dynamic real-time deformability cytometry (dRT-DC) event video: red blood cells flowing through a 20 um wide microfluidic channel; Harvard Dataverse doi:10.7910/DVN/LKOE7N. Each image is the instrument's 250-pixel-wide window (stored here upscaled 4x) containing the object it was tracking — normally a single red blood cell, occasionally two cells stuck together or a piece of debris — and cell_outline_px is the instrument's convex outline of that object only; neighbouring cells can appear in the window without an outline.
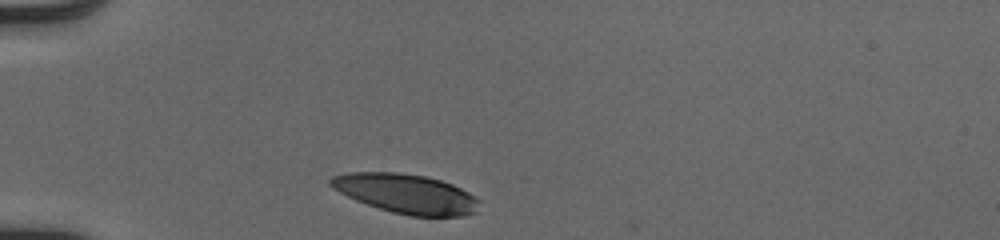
{"species": "human", "species_latin": "Homo sapiens", "temperature_condition": "cold", "stored_images_in_passage": 29, "camera_frame_rate_fps": 3000, "um_per_image_px": 0.085, "donor": {"sex": "male"}, "frame": {"image": 1, "passage_image": 1, "time_ms": 0.0, "image_size_px": [1000, 240], "cell_outline_px": [[480, 200], [476, 212], [464, 216], [408, 216], [392, 212], [356, 200], [332, 188], [328, 184], [328, 180], [332, 176], [348, 172], [396, 172], [424, 176], [440, 180], [452, 184], [468, 192]], "centroid_in_image_um": [34.51, 16.46], "position_along_channel_um": 50.5, "area_um2": 34.04}}
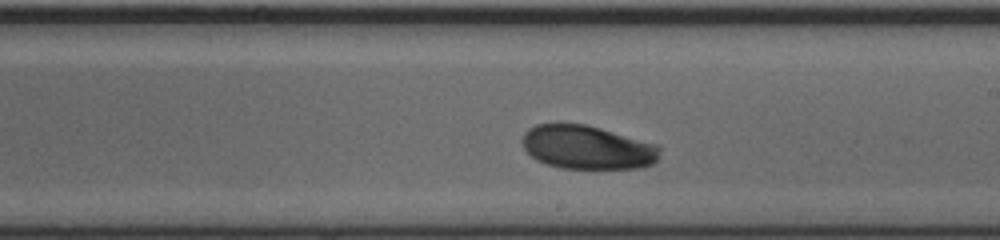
{"frame": {"image": 2, "passage_image": 17, "time_ms": 5.333, "image_size_px": [1000, 240], "cell_outline_px": [[660, 152], [656, 160], [652, 164], [644, 168], [560, 168], [536, 160], [524, 148], [520, 140], [524, 132], [528, 128], [536, 124], [584, 124], [600, 128], [660, 144]], "centroid_in_image_um": [49.93, 12.52], "position_along_channel_um": 239.1, "area_um2": 35.2}}
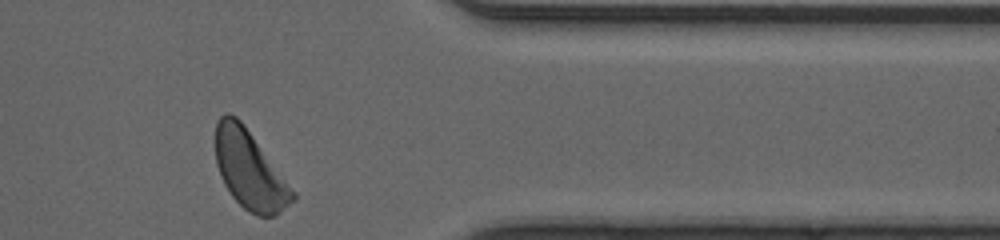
{"frame": {"image": 3, "passage_image": 29, "time_ms": 9.333, "image_size_px": [1000, 240], "cell_outline_px": [[296, 200], [276, 216], [256, 216], [248, 212], [232, 196], [224, 184], [220, 176], [216, 164], [216, 120], [224, 112], [228, 112], [236, 116], [244, 124], [296, 192]], "centroid_in_image_um": [21.24, 14.45], "position_along_channel_um": 390.2, "area_um2": 35.49}, "authors_computed_cell_mechanics": {"area_um2": 35.4892, "velocity_mm_per_s": 4.0475, "shape_relaxation_time_tau1_ms": 2.2971, "shape_relaxation_time_tau2_ms": null, "deformation_change_tau1": 0.1188, "deformation_change_tau2": null}}